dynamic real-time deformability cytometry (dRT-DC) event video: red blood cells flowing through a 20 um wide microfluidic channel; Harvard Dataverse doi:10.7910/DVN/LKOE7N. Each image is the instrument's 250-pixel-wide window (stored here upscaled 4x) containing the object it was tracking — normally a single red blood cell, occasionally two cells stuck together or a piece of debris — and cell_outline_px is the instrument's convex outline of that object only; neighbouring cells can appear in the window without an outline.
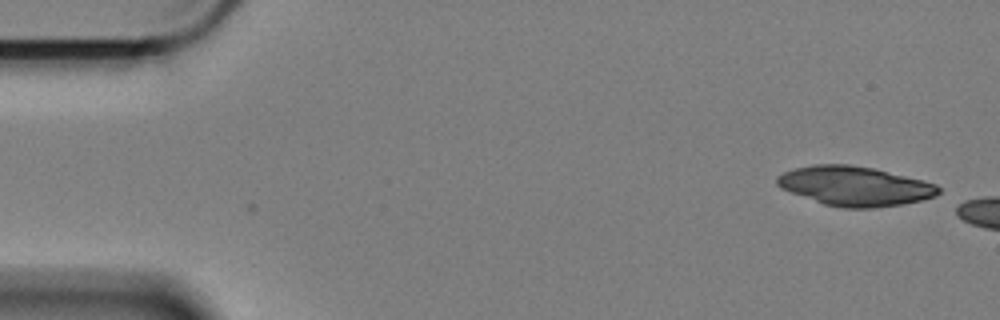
{"species": "Egyptian fruit bat (a non-hibernating species)", "species_latin": "Rousettus aegyptiacus", "temperature_condition": "cold", "stored_images_in_passage": 2, "camera_frame_rate_fps": 3000, "um_per_image_px": 0.085, "animal": {"sex": "female"}, "frame": {"image": 1, "passage_image": 2, "time_ms": 0.333, "image_size_px": [1000, 320], "cell_outline_px": [[940, 192], [936, 196], [924, 200], [876, 208], [844, 208], [824, 204], [780, 188], [776, 184], [776, 176], [784, 172], [796, 168], [816, 164], [848, 164], [872, 168], [936, 184], [940, 188]], "centroid_in_image_um": [72.64, 15.82], "position_along_channel_um": 12.4, "area_um2": 36.82}}